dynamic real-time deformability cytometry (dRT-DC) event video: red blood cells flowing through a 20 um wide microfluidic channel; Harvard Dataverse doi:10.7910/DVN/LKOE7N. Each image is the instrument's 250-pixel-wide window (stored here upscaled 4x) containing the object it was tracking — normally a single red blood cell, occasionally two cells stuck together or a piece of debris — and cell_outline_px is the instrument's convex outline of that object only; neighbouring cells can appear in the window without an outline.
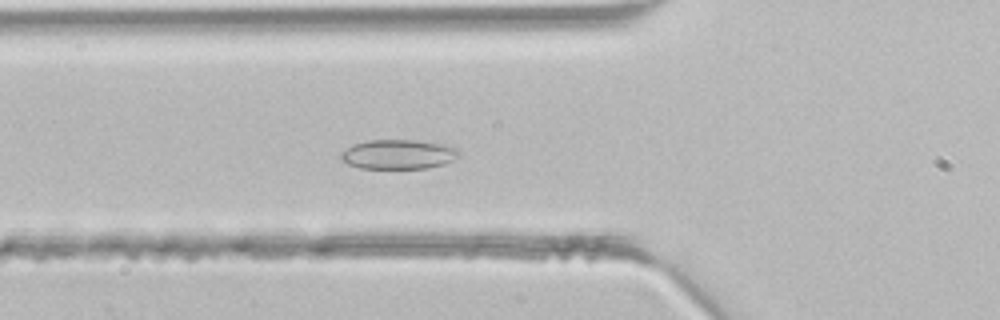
{"species": "common noctule bat (a hibernating species)", "species_latin": "Nyctalus noctula", "temperature_condition": "room temperature", "stored_images_in_passage": 37, "segment_of_instrument_passage": [1, 2], "camera_frame_rate_fps": 3000, "um_per_image_px": 0.085, "animal": {"sex": "male", "body_mass_g": 21.5, "forearm_length_mm": 52.0}, "frame": {"image": 1, "passage_image": 9, "time_ms": 2.667, "image_size_px": [1000, 320], "cell_outline_px": [[460, 156], [444, 164], [428, 168], [360, 168], [348, 164], [340, 160], [340, 152], [352, 144], [368, 140], [416, 140], [444, 144], [456, 148], [460, 152]], "centroid_in_image_um": [33.84, 13.11], "position_along_channel_um": 92.0, "area_um2": 20.46}}
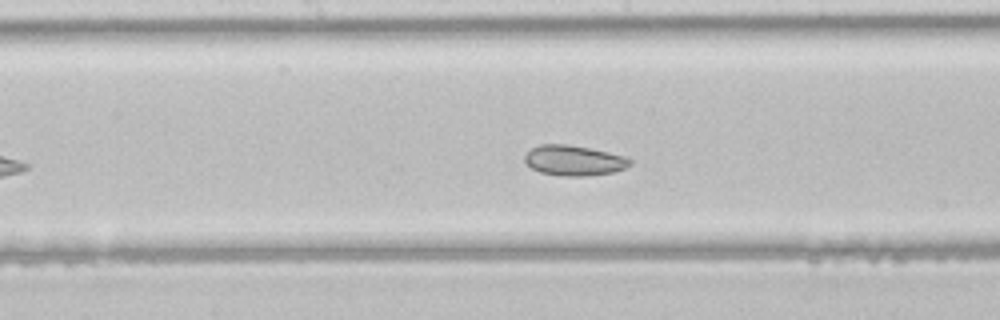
{"frame": {"image": 2, "passage_image": 16, "time_ms": 5.0, "image_size_px": [1000, 320], "cell_outline_px": [[632, 164], [624, 168], [612, 172], [584, 176], [560, 176], [540, 172], [532, 168], [524, 160], [524, 156], [532, 148], [540, 144], [568, 144], [608, 152], [624, 156], [632, 160]], "centroid_in_image_um": [48.77, 13.64], "position_along_channel_um": 199.4, "area_um2": 18.44}}
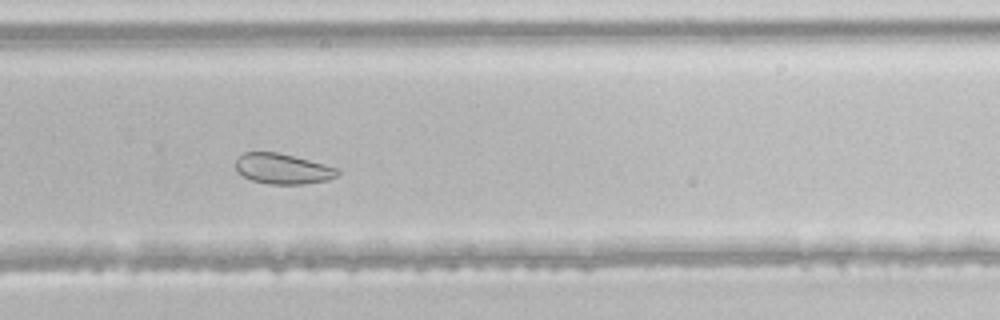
{"frame": {"image": 3, "passage_image": 23, "time_ms": 7.333, "image_size_px": [1000, 320], "cell_outline_px": [[340, 172], [336, 176], [328, 180], [304, 184], [268, 184], [252, 180], [236, 172], [236, 160], [244, 152], [276, 152], [340, 168]], "centroid_in_image_um": [24.04, 14.35], "position_along_channel_um": 305.8, "area_um2": 17.98}}